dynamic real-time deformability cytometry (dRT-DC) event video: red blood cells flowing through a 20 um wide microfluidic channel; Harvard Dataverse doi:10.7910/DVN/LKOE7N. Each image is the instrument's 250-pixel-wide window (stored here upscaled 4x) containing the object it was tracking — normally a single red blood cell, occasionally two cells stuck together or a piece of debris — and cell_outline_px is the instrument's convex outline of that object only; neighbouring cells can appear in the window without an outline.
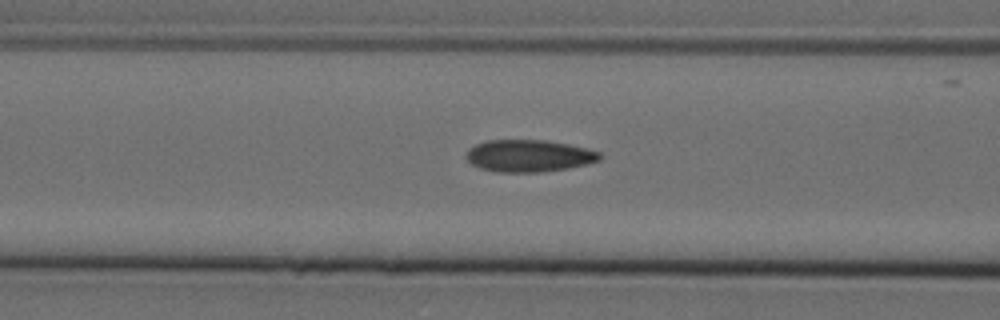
{"species": "Egyptian fruit bat (a non-hibernating species)", "species_latin": "Rousettus aegyptiacus", "temperature_condition": "cold", "stored_images_in_passage": 9, "camera_frame_rate_fps": 3000, "um_per_image_px": 0.085, "animal": {"sex": "female"}, "frame": {"image": 1, "passage_image": 8, "time_ms": 2.333, "image_size_px": [1000, 320], "cell_outline_px": [[604, 156], [600, 160], [588, 164], [568, 168], [540, 172], [496, 172], [480, 168], [472, 164], [464, 156], [468, 148], [476, 144], [488, 140], [548, 140], [588, 148], [600, 152]], "centroid_in_image_um": [44.97, 13.24], "position_along_channel_um": 121.6, "area_um2": 25.26}}